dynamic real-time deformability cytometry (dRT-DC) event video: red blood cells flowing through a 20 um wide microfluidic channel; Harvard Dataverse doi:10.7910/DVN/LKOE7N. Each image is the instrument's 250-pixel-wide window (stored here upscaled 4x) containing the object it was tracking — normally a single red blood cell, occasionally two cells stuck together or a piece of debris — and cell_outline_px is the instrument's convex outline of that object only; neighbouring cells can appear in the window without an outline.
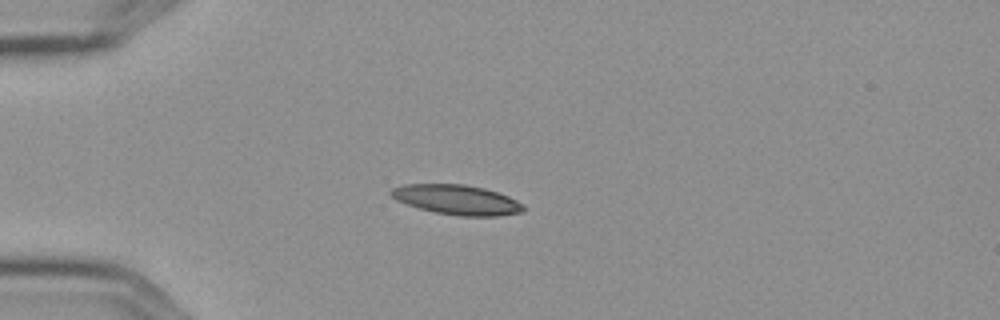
{"species": "Egyptian fruit bat (a non-hibernating species)", "species_latin": "Rousettus aegyptiacus", "temperature_condition": "cold", "stored_images_in_passage": 10, "camera_frame_rate_fps": 3000, "um_per_image_px": 0.085, "frame": {"image": 1, "passage_image": 3, "time_ms": 0.667, "image_size_px": [1000, 320], "cell_outline_px": [[524, 212], [496, 216], [460, 216], [436, 212], [420, 208], [396, 200], [388, 192], [392, 188], [404, 184], [464, 184], [484, 188], [508, 196], [524, 204]], "centroid_in_image_um": [38.84, 16.97], "position_along_channel_um": 46.2, "area_um2": 22.89}}
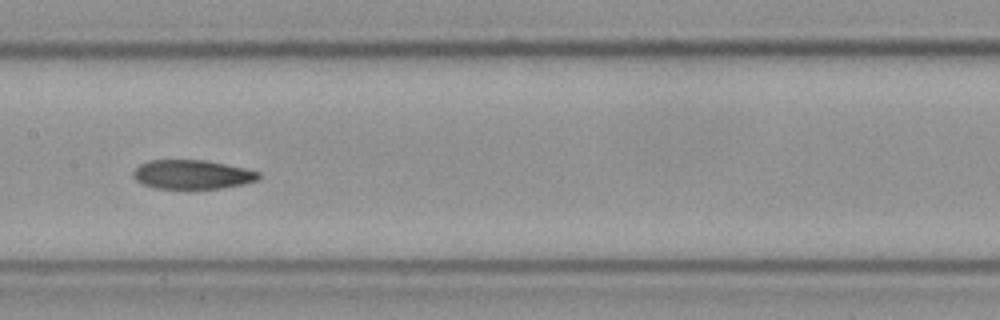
{"frame": {"image": 2, "passage_image": 7, "time_ms": 2.0, "image_size_px": [1000, 320], "cell_outline_px": [[260, 176], [256, 180], [244, 184], [220, 188], [188, 192], [156, 188], [140, 184], [132, 176], [132, 172], [140, 164], [148, 160], [204, 160], [244, 168], [260, 172]], "centroid_in_image_um": [16.28, 14.88], "position_along_channel_um": 191.1, "area_um2": 22.08}}
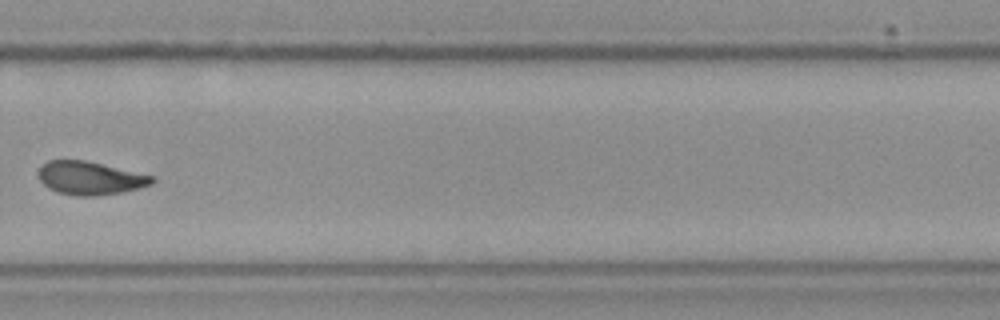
{"frame": {"image": 3, "passage_image": 10, "time_ms": 3.0, "image_size_px": [1000, 320], "cell_outline_px": [[156, 180], [152, 184], [140, 188], [120, 192], [96, 196], [76, 196], [60, 192], [48, 188], [40, 180], [40, 168], [48, 160], [84, 160], [156, 176]], "centroid_in_image_um": [7.71, 15.14], "position_along_channel_um": 322.1, "area_um2": 21.85}}